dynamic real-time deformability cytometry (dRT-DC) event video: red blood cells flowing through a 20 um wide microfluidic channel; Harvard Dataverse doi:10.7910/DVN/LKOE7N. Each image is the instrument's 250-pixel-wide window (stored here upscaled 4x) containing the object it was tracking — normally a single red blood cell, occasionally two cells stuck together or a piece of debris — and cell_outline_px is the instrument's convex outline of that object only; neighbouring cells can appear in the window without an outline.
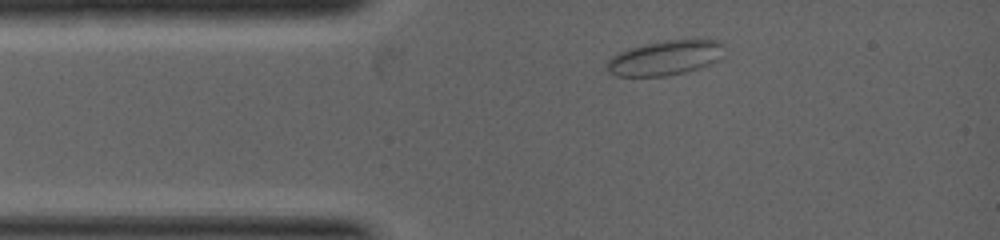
{"species": "common noctule bat (a hibernating species)", "species_latin": "Nyctalus noctula", "temperature_condition": "warm", "stored_images_in_passage": 1, "camera_frame_rate_fps": 5000, "um_per_image_px": 0.085, "animal": {"sex": "female", "body_mass_g": 19.0, "forearm_length_mm": 53.3}, "frame": {"image": 1, "passage_image": 1, "time_ms": 0.0, "image_size_px": [1000, 240], "cell_outline_px": [[724, 56], [708, 64], [684, 72], [664, 76], [616, 76], [608, 72], [604, 68], [604, 64], [612, 56], [628, 48], [644, 44], [664, 40], [720, 40], [724, 44]], "centroid_in_image_um": [56.5, 4.91], "position_along_channel_um": 28.5, "area_um2": 23.81}}